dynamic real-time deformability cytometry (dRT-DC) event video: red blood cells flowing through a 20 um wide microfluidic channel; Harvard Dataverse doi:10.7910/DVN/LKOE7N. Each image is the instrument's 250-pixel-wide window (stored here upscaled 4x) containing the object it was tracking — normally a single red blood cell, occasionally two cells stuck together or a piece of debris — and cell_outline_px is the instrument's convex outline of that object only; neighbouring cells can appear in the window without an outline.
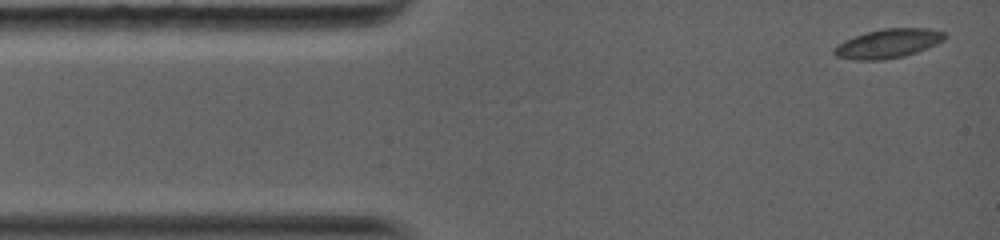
{"species": "common noctule bat (a hibernating species)", "species_latin": "Nyctalus noctula", "temperature_condition": "warm", "stored_images_in_passage": 8, "camera_frame_rate_fps": 5000, "um_per_image_px": 0.085, "animal": {"sex": "female", "body_mass_g": 19.0, "forearm_length_mm": 56.7}, "frame": {"image": 1, "passage_image": 1, "time_ms": 0.0, "image_size_px": [1000, 240], "cell_outline_px": [[948, 36], [944, 40], [928, 48], [904, 56], [880, 60], [856, 60], [836, 56], [832, 52], [844, 40], [868, 32], [884, 28], [928, 28], [948, 32]], "centroid_in_image_um": [75.57, 3.69], "position_along_channel_um": 9.4, "area_um2": 18.67}}
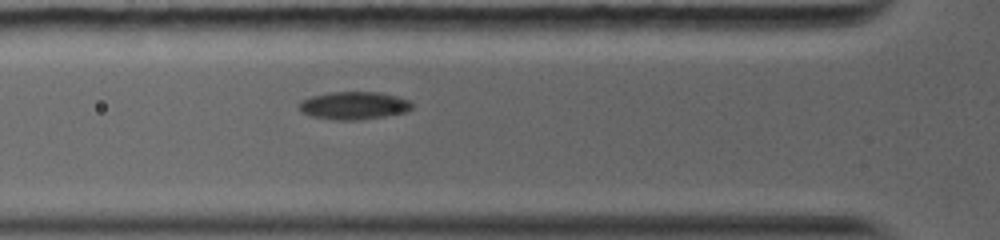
{"frame": {"image": 2, "passage_image": 7, "time_ms": 3.8, "image_size_px": [1000, 240], "cell_outline_px": [[412, 108], [408, 112], [360, 120], [332, 120], [308, 116], [300, 112], [296, 108], [296, 104], [300, 100], [312, 96], [332, 92], [380, 92], [396, 96], [408, 100], [412, 104]], "centroid_in_image_um": [30.0, 8.98], "position_along_channel_um": 95.8, "area_um2": 18.67}}
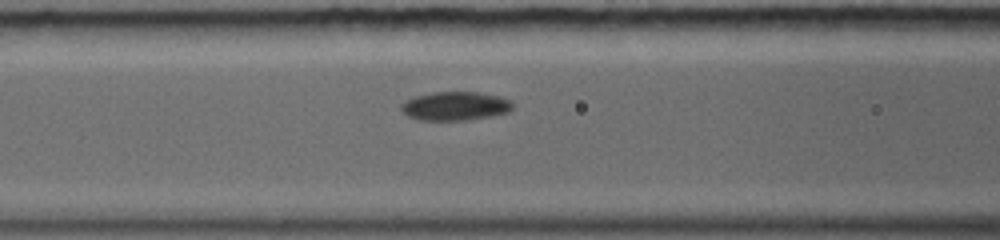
{"frame": {"image": 3, "passage_image": 8, "time_ms": 4.6, "image_size_px": [1000, 240], "cell_outline_px": [[512, 108], [508, 112], [492, 116], [468, 120], [420, 120], [408, 116], [400, 112], [400, 104], [404, 100], [412, 96], [432, 92], [480, 92], [500, 96], [512, 100]], "centroid_in_image_um": [38.65, 9.0], "position_along_channel_um": 127.9, "area_um2": 19.07}}